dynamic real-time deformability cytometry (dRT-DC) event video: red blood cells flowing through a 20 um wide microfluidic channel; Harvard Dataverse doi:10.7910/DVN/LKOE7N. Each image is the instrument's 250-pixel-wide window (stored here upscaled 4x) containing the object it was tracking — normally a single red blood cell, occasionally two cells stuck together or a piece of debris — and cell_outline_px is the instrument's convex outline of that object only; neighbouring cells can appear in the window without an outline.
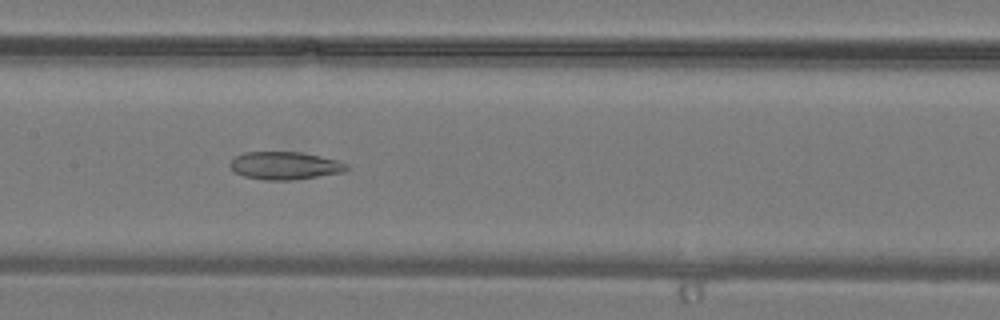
{"species": "common noctule bat (a hibernating species)", "species_latin": "Nyctalus noctula", "temperature_condition": "warm", "stored_images_in_passage": 35, "camera_frame_rate_fps": 3000, "um_per_image_px": 0.085, "animal": {"sex": "male", "body_mass_g": 19.2, "forearm_length_mm": 51.8}, "frame": {"image": 1, "passage_image": 18, "time_ms": 5.667, "image_size_px": [1000, 320], "cell_outline_px": [[352, 168], [344, 172], [292, 180], [264, 180], [244, 176], [236, 172], [228, 164], [236, 156], [244, 152], [300, 152], [320, 156], [336, 160], [348, 164]], "centroid_in_image_um": [24.24, 14.08], "position_along_channel_um": 183.2, "area_um2": 18.84}}
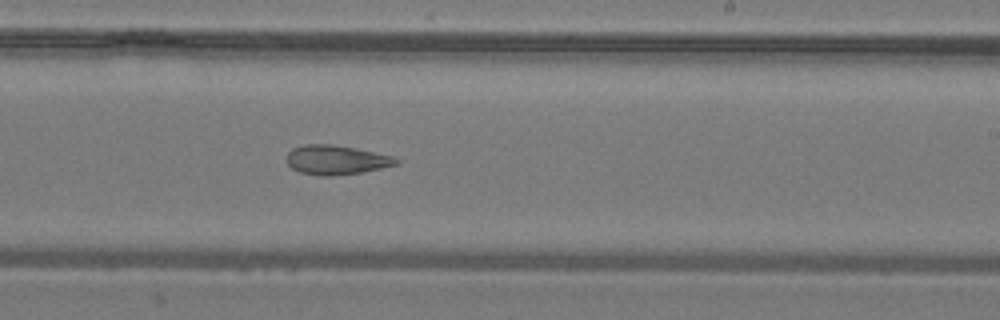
{"frame": {"image": 2, "passage_image": 22, "time_ms": 7.0, "image_size_px": [1000, 320], "cell_outline_px": [[400, 160], [396, 164], [380, 168], [360, 172], [332, 176], [320, 176], [300, 172], [292, 168], [288, 164], [288, 152], [292, 148], [304, 144], [332, 144], [392, 156]], "centroid_in_image_um": [28.53, 13.59], "position_along_channel_um": 260.5, "area_um2": 18.38}}
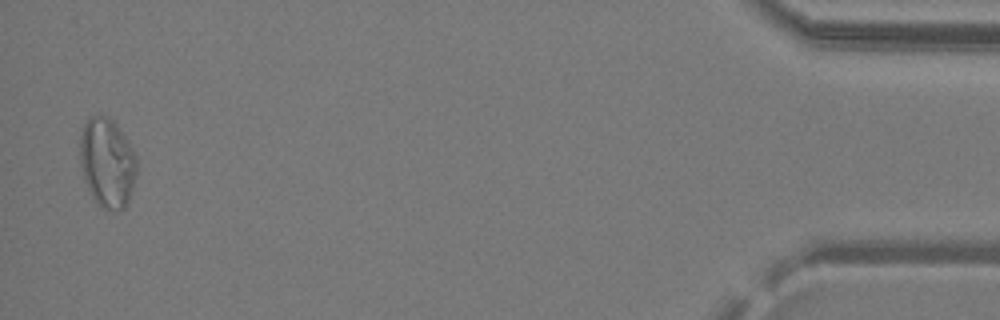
{"frame": {"image": 3, "passage_image": 35, "time_ms": 11.333, "image_size_px": [1000, 320], "cell_outline_px": [[136, 172], [128, 204], [124, 208], [104, 208], [92, 196], [84, 180], [80, 160], [80, 136], [84, 124], [92, 116], [108, 116], [116, 124], [124, 136], [136, 156]], "centroid_in_image_um": [9.1, 13.81], "position_along_channel_um": 426.1, "area_um2": 28.96}}